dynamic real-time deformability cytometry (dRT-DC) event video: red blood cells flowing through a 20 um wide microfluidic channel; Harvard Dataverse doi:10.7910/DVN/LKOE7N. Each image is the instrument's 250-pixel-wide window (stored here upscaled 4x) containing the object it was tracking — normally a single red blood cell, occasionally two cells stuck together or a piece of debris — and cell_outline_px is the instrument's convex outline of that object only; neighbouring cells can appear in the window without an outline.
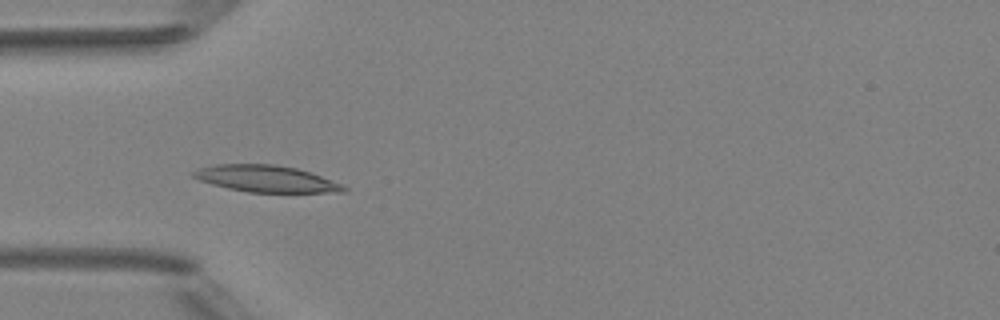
{"species": "Egyptian fruit bat (a non-hibernating species)", "species_latin": "Rousettus aegyptiacus", "temperature_condition": "room temperature", "stored_images_in_passage": 8, "camera_frame_rate_fps": 3000, "um_per_image_px": 0.085, "animal": {"sex": "female"}, "frame": {"image": 1, "passage_image": 5, "time_ms": 4.667, "image_size_px": [1000, 320], "cell_outline_px": [[348, 188], [344, 192], [248, 192], [228, 188], [212, 184], [200, 180], [192, 176], [192, 172], [200, 168], [216, 164], [272, 164], [296, 168], [320, 176], [340, 184]], "centroid_in_image_um": [22.58, 15.19], "position_along_channel_um": 62.4, "area_um2": 22.95}}
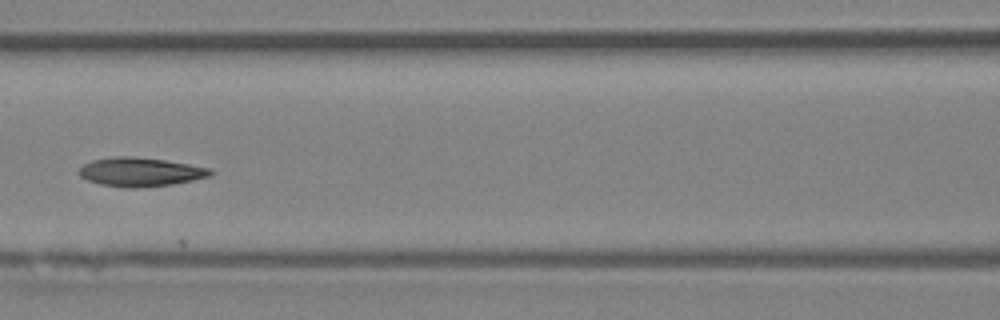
{"frame": {"image": 2, "passage_image": 7, "time_ms": 7.0, "image_size_px": [1000, 320], "cell_outline_px": [[216, 172], [212, 176], [172, 184], [136, 188], [124, 188], [100, 184], [88, 180], [80, 176], [80, 168], [84, 164], [92, 160], [116, 156], [128, 156], [164, 160], [212, 168]], "centroid_in_image_um": [11.98, 14.62], "position_along_channel_um": 154.6, "area_um2": 22.08}}